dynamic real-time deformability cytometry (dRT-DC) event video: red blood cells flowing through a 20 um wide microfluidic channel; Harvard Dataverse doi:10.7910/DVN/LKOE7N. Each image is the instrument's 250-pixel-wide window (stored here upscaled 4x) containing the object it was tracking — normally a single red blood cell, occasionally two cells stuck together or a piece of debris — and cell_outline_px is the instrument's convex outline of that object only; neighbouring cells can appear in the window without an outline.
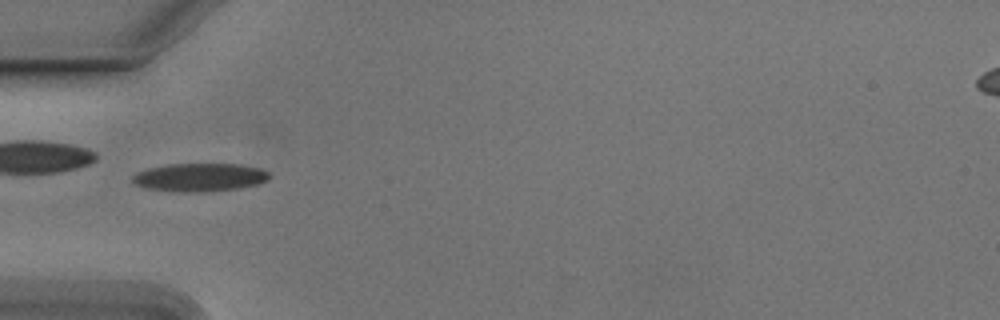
{"species": "Egyptian fruit bat (a non-hibernating species)", "species_latin": "Rousettus aegyptiacus", "temperature_condition": "cold", "stored_images_in_passage": 43, "camera_frame_rate_fps": 3000, "um_per_image_px": 0.085, "animal": {"sex": "male"}, "frame": {"image": 1, "passage_image": 7, "time_ms": 2.0, "image_size_px": [1000, 320], "cell_outline_px": [[268, 180], [260, 184], [240, 188], [204, 192], [180, 192], [144, 188], [132, 184], [132, 176], [136, 172], [148, 168], [168, 164], [240, 164], [260, 168], [268, 172]], "centroid_in_image_um": [16.94, 15.08], "position_along_channel_um": 68.1, "area_um2": 22.77}, "authors_computed_cell_mechanics": {"area_um2": 21.8484, "velocity_mm_per_s": 3.7893, "shape_relaxation_time_tau1_ms": 3.0467, "shape_relaxation_time_tau2_ms": 1.4941, "deformation_change_tau1": 0.1452, "deformation_change_tau2": 0.0758}}